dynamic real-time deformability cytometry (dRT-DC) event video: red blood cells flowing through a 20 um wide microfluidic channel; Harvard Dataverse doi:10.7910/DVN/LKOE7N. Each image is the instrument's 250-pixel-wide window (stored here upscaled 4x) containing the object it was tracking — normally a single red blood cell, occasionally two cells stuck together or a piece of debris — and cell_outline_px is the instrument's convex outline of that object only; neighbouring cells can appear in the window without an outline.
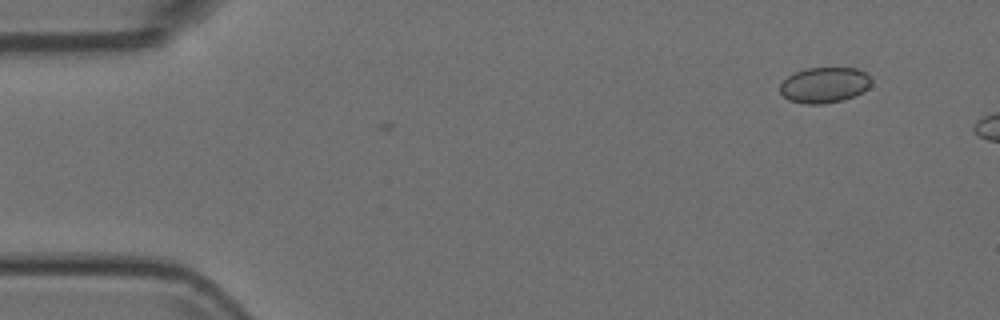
{"species": "Egyptian fruit bat (a non-hibernating species)", "species_latin": "Rousettus aegyptiacus", "temperature_condition": "room temperature", "stored_images_in_passage": 5, "camera_frame_rate_fps": 3000, "um_per_image_px": 0.085, "animal": {"sex": "female"}, "frame": {"image": 1, "passage_image": 5, "time_ms": 1.333, "image_size_px": [1000, 320], "cell_outline_px": [[872, 84], [864, 92], [840, 100], [824, 104], [804, 104], [788, 100], [780, 92], [780, 84], [792, 72], [808, 68], [856, 68], [872, 76]], "centroid_in_image_um": [70.08, 7.22], "position_along_channel_um": 14.9, "area_um2": 19.13}}